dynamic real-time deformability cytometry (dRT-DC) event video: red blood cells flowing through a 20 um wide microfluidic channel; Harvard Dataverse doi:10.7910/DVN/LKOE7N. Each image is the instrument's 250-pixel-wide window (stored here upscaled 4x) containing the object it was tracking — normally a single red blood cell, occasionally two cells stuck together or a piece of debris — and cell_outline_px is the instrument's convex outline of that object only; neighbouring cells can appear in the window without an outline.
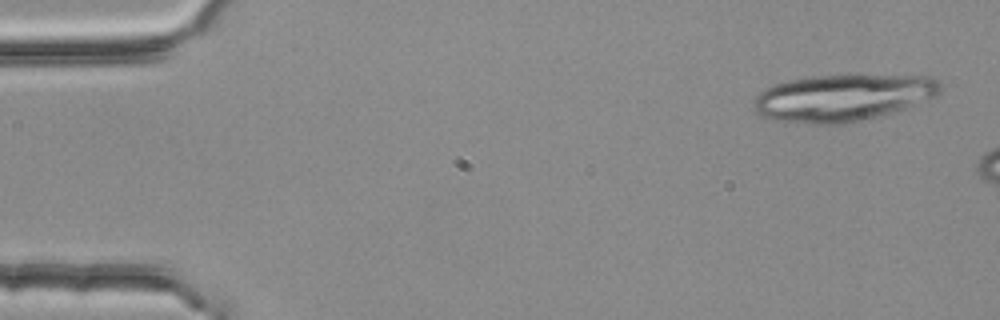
{"species": "common noctule bat (a hibernating species)", "species_latin": "Nyctalus noctula", "temperature_condition": "room temperature", "stored_images_in_passage": 3, "camera_frame_rate_fps": 3000, "um_per_image_px": 0.085, "animal": {"sex": "female", "body_mass_g": 25.1}, "frame": {"image": 1, "passage_image": 1, "time_ms": 0.0, "image_size_px": [1000, 320], "cell_outline_px": [[940, 92], [936, 96], [916, 104], [892, 112], [844, 124], [812, 124], [768, 120], [760, 116], [756, 112], [752, 104], [756, 96], [764, 88], [772, 84], [788, 80], [812, 76], [936, 76], [940, 80]], "centroid_in_image_um": [71.57, 8.31], "position_along_channel_um": 13.4, "area_um2": 50.98}}